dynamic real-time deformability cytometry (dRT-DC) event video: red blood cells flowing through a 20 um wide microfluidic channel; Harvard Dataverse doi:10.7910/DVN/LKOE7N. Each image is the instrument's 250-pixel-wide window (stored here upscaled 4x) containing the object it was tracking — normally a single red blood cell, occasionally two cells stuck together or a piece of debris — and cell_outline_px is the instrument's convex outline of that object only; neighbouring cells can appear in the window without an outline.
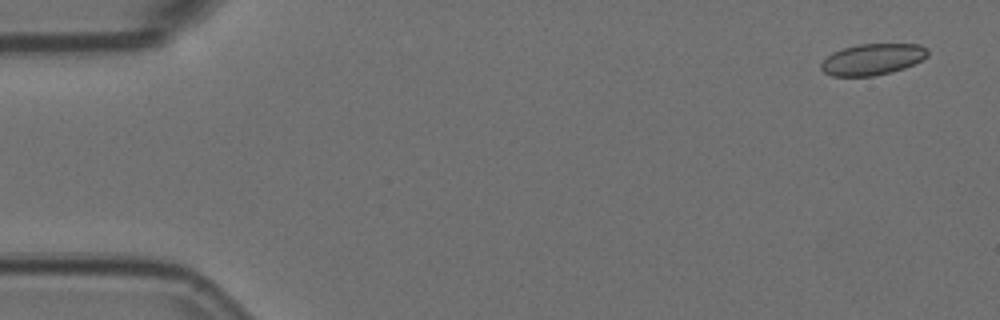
{"species": "Egyptian fruit bat (a non-hibernating species)", "species_latin": "Rousettus aegyptiacus", "temperature_condition": "room temperature", "stored_images_in_passage": 5, "camera_frame_rate_fps": 3000, "um_per_image_px": 0.085, "animal": {"sex": "female"}, "frame": {"image": 1, "passage_image": 1, "time_ms": 0.0, "image_size_px": [1000, 320], "cell_outline_px": [[928, 56], [904, 68], [892, 72], [872, 76], [832, 76], [824, 72], [820, 68], [820, 64], [832, 52], [844, 48], [860, 44], [920, 44], [928, 48]], "centroid_in_image_um": [74.16, 5.04], "position_along_channel_um": 10.8, "area_um2": 19.36}}
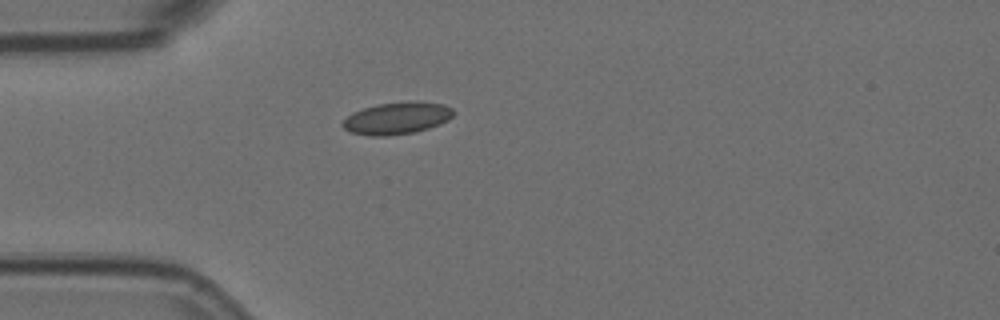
{"frame": {"image": 2, "passage_image": 5, "time_ms": 1.333, "image_size_px": [1000, 320], "cell_outline_px": [[456, 112], [448, 120], [440, 124], [416, 132], [388, 136], [372, 136], [352, 132], [344, 128], [340, 124], [352, 112], [364, 108], [380, 104], [412, 100], [444, 104], [452, 108]], "centroid_in_image_um": [33.77, 10.04], "position_along_channel_um": 51.2, "area_um2": 20.81}}